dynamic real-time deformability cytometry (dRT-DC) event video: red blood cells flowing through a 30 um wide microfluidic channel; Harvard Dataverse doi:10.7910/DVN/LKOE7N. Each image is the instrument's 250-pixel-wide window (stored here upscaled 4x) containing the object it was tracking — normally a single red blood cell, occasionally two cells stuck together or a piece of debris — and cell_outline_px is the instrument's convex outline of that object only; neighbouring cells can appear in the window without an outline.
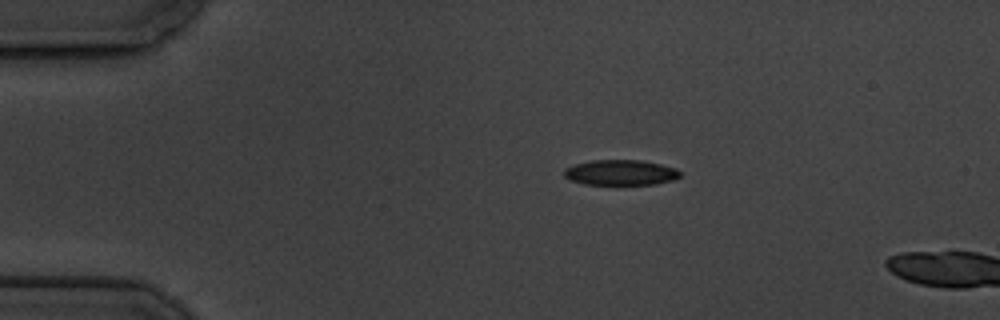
{"species": "common noctule bat (a hibernating species)", "species_latin": "Nyctalus noctula", "temperature_condition": "cold", "stored_images_in_passage": 4, "camera_frame_rate_fps": 3000, "um_per_image_px": 0.085, "animal": {"sex": "male", "body_mass_g": 19.5, "forearm_length_mm": 54.6}, "frame": {"image": 1, "passage_image": 3, "time_ms": 2.333, "image_size_px": [1000, 320], "cell_outline_px": [[680, 176], [672, 180], [656, 184], [584, 184], [572, 180], [564, 176], [564, 168], [576, 164], [592, 160], [640, 160], [660, 164], [676, 168], [680, 172]], "centroid_in_image_um": [52.75, 14.66], "position_along_channel_um": 32.2, "area_um2": 16.99}}